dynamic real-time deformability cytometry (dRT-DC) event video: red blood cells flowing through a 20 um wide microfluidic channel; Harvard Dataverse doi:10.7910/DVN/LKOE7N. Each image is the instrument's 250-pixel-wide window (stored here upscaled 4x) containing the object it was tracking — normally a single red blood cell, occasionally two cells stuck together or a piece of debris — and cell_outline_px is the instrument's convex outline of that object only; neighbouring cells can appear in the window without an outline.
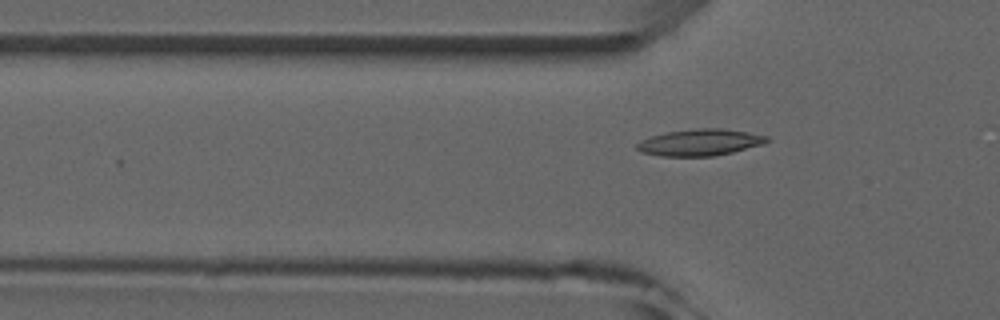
{"species": "common noctule bat (a hibernating species)", "species_latin": "Nyctalus noctula", "temperature_condition": "room temperature", "stored_images_in_passage": 6, "segment_of_instrument_passage": [2, 2], "camera_frame_rate_fps": 3000, "um_per_image_px": 0.085, "animal": {"sex": "male", "forearm_length_mm": 52.5}, "frame": {"image": 1, "passage_image": 6, "time_ms": 5.667, "image_size_px": [1000, 320], "cell_outline_px": [[768, 140], [764, 144], [732, 152], [712, 156], [660, 156], [640, 152], [636, 148], [636, 144], [640, 140], [652, 136], [668, 132], [700, 128], [720, 128], [748, 132], [768, 136]], "centroid_in_image_um": [59.48, 12.11], "position_along_channel_um": 66.3, "area_um2": 20.0}}